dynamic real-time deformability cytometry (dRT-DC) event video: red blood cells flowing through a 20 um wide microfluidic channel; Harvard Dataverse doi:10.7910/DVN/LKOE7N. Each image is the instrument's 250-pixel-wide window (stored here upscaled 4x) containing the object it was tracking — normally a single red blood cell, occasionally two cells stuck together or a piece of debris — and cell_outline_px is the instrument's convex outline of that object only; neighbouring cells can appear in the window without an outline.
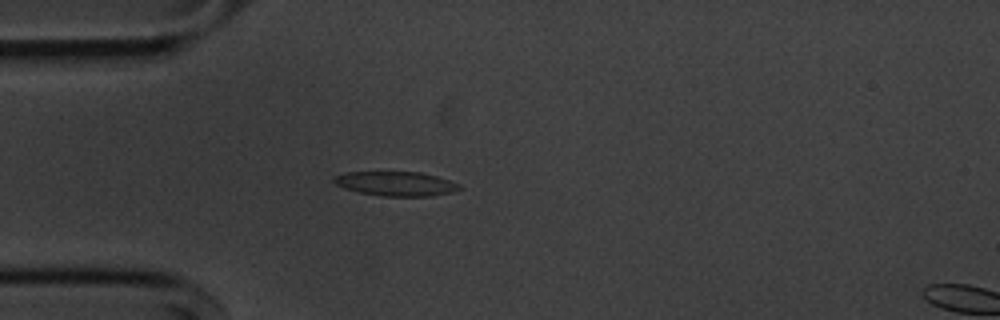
{"species": "common noctule bat (a hibernating species)", "species_latin": "Nyctalus noctula", "temperature_condition": "cold", "stored_images_in_passage": 3, "camera_frame_rate_fps": 3000, "um_per_image_px": 0.085, "animal": {"sex": "male", "body_mass_g": 20.1, "forearm_length_mm": 53.5}, "frame": {"image": 1, "passage_image": 1, "time_ms": 0.0, "image_size_px": [1000, 320], "cell_outline_px": [[464, 188], [452, 192], [432, 196], [384, 196], [360, 192], [344, 188], [336, 184], [332, 180], [332, 176], [344, 172], [420, 172], [436, 176], [460, 184]], "centroid_in_image_um": [33.65, 15.61], "position_along_channel_um": 51.3, "area_um2": 17.86}}